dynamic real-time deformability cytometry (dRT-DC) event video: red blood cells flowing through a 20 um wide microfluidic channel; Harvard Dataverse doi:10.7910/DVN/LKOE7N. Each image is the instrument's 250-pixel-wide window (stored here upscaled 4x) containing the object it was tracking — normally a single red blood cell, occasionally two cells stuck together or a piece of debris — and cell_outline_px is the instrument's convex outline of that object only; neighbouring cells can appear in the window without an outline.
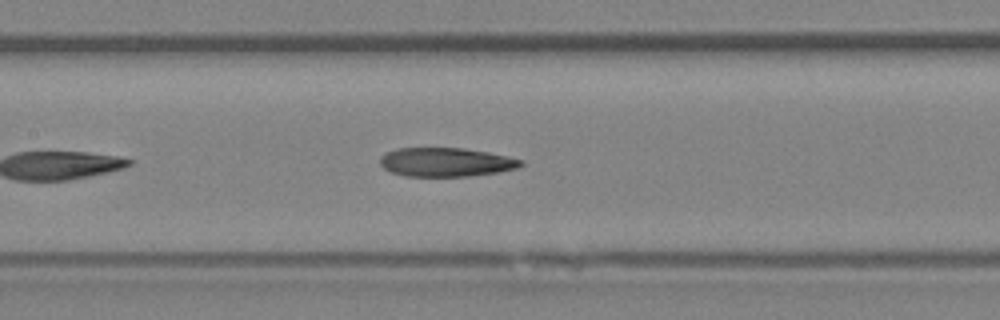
{"species": "Egyptian fruit bat (a non-hibernating species)", "species_latin": "Rousettus aegyptiacus", "temperature_condition": "room temperature", "stored_images_in_passage": 23, "camera_frame_rate_fps": 3000, "um_per_image_px": 0.085, "animal": {"sex": "female"}, "frame": {"image": 1, "passage_image": 10, "time_ms": 3.0, "image_size_px": [1000, 320], "cell_outline_px": [[524, 164], [520, 168], [496, 172], [468, 176], [408, 176], [392, 172], [384, 168], [380, 164], [380, 156], [396, 148], [464, 148], [488, 152], [508, 156], [524, 160]], "centroid_in_image_um": [37.94, 13.77], "position_along_channel_um": 169.5, "area_um2": 23.7}}